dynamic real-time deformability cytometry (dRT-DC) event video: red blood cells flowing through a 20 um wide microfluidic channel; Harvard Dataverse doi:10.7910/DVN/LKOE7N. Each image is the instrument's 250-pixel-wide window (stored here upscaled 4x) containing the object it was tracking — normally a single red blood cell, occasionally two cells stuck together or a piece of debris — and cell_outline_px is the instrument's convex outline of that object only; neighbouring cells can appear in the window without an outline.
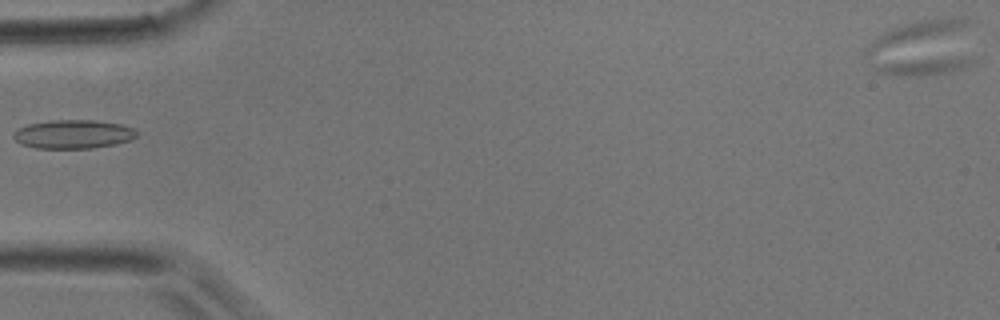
{"species": "common noctule bat (a hibernating species)", "species_latin": "Nyctalus noctula", "temperature_condition": "room temperature", "stored_images_in_passage": 14, "camera_frame_rate_fps": 3000, "um_per_image_px": 0.085, "animal": {"sex": "male", "body_mass_g": 17.9}, "frame": {"image": 1, "passage_image": 1, "time_ms": 0.0, "image_size_px": [1000, 320], "cell_outline_px": [[136, 136], [128, 140], [116, 144], [92, 148], [36, 148], [20, 144], [12, 136], [12, 132], [16, 128], [28, 124], [52, 120], [96, 120], [120, 124], [132, 128], [136, 132]], "centroid_in_image_um": [6.16, 11.4], "position_along_channel_um": 78.8, "area_um2": 20.63}}
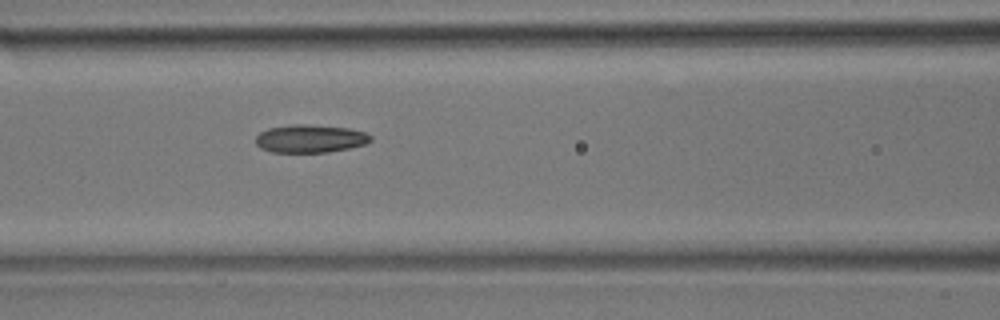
{"frame": {"image": 2, "passage_image": 5, "time_ms": 1.333, "image_size_px": [1000, 320], "cell_outline_px": [[372, 140], [364, 144], [348, 148], [328, 152], [272, 152], [260, 148], [256, 144], [256, 136], [260, 132], [268, 128], [292, 124], [304, 124], [348, 128], [364, 132], [372, 136]], "centroid_in_image_um": [26.34, 11.78], "position_along_channel_um": 140.3, "area_um2": 18.67}}
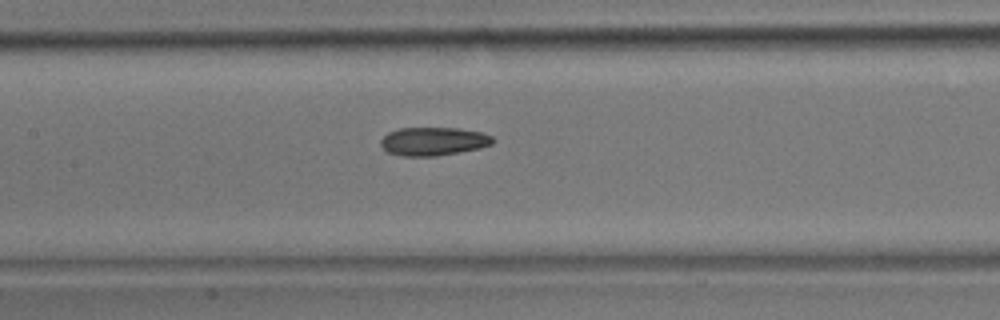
{"frame": {"image": 3, "passage_image": 7, "time_ms": 2.0, "image_size_px": [1000, 320], "cell_outline_px": [[496, 140], [492, 144], [480, 148], [436, 156], [400, 156], [388, 152], [380, 144], [380, 140], [388, 132], [400, 128], [460, 128], [480, 132], [492, 136]], "centroid_in_image_um": [36.84, 12.01], "position_along_channel_um": 170.6, "area_um2": 18.55}}